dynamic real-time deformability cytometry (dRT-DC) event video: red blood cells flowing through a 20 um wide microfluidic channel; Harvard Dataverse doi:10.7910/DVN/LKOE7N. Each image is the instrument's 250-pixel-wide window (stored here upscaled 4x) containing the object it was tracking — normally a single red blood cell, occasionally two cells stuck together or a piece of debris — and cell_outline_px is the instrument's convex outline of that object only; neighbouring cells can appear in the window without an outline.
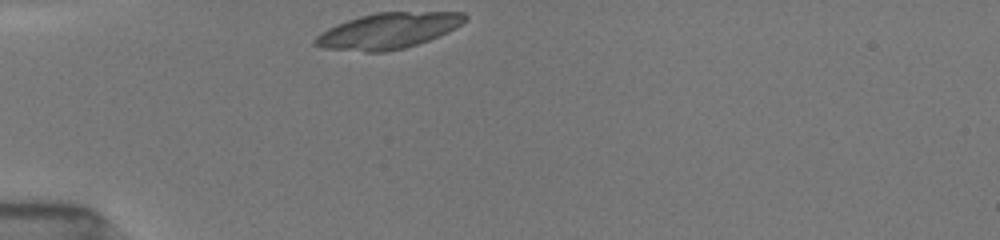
{"species": "common noctule bat (a hibernating species)", "species_latin": "Nyctalus noctula", "temperature_condition": "room temperature", "stored_images_in_passage": 4, "camera_frame_rate_fps": 3000, "um_per_image_px": 0.085, "animal": {"sex": "female", "body_mass_g": 19.5, "forearm_length_mm": 54.1}, "frame": {"image": 1, "passage_image": 1, "time_ms": 0.0, "image_size_px": [1000, 240], "cell_outline_px": [[468, 16], [456, 28], [440, 36], [404, 48], [384, 52], [364, 52], [324, 48], [312, 44], [312, 40], [320, 32], [336, 24], [360, 16], [376, 12], [464, 12]], "centroid_in_image_um": [32.96, 2.62], "position_along_channel_um": 52.0, "area_um2": 31.27}}